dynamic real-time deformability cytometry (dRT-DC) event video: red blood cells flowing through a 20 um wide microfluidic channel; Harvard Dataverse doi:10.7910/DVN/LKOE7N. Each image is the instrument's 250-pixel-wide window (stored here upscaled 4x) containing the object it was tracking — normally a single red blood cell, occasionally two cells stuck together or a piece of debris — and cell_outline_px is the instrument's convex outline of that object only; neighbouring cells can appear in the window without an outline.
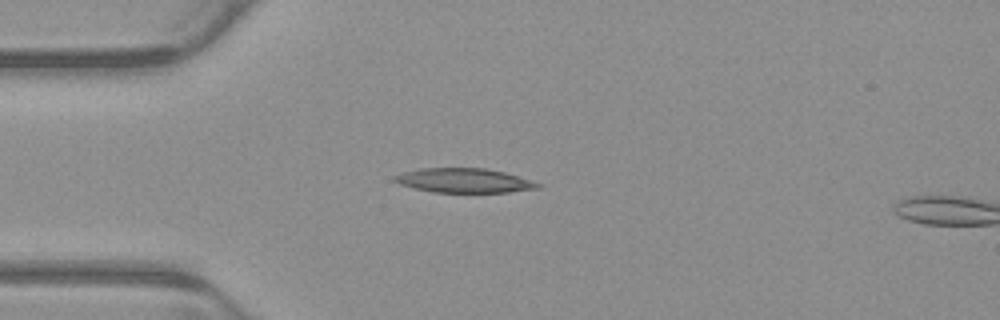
{"species": "common noctule bat (a hibernating species)", "species_latin": "Nyctalus noctula", "temperature_condition": "warm", "stored_images_in_passage": 3, "camera_frame_rate_fps": 3000, "um_per_image_px": 0.085, "animal": {"sex": "male", "body_mass_g": 23.1, "forearm_length_mm": 52.7}, "frame": {"image": 1, "passage_image": 3, "time_ms": 0.667, "image_size_px": [1000, 320], "cell_outline_px": [[540, 188], [508, 192], [432, 192], [400, 184], [392, 180], [392, 176], [404, 172], [420, 168], [484, 168], [504, 172], [540, 184]], "centroid_in_image_um": [39.39, 15.34], "position_along_channel_um": 45.6, "area_um2": 20.06}}